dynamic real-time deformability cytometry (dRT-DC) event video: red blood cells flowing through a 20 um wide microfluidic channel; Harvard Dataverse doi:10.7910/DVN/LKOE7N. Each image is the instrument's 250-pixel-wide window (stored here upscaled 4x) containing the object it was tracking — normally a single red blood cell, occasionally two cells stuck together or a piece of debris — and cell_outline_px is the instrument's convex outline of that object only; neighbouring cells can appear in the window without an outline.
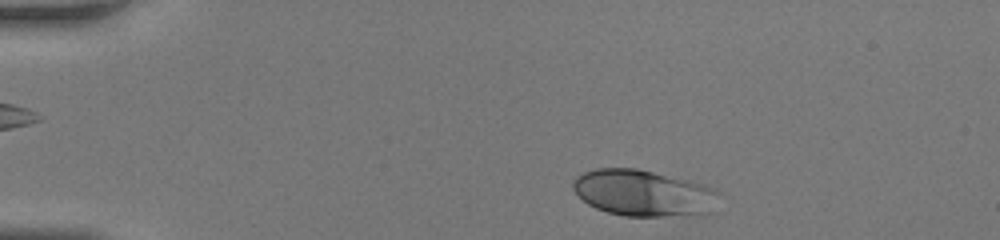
{"species": "human", "species_latin": "Homo sapiens", "temperature_condition": "room temperature", "stored_images_in_passage": 32, "camera_frame_rate_fps": 3000, "um_per_image_px": 0.085, "donor": {"sex": "female"}, "frame": {"image": 1, "passage_image": 2, "time_ms": 0.333, "image_size_px": [1000, 240], "cell_outline_px": [[720, 192], [716, 212], [704, 216], [624, 216], [608, 212], [596, 208], [588, 204], [572, 188], [572, 180], [576, 176], [584, 172], [596, 168], [636, 168], [688, 180], [704, 184], [716, 188]], "centroid_in_image_um": [54.8, 16.43], "position_along_channel_um": 30.2, "area_um2": 40.23}}
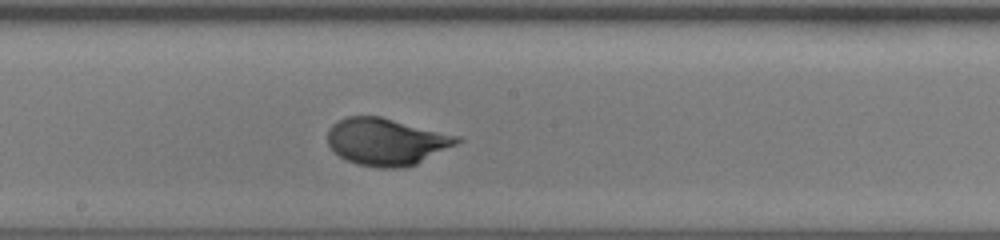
{"frame": {"image": 2, "passage_image": 19, "time_ms": 6.0, "image_size_px": [1000, 240], "cell_outline_px": [[464, 140], [416, 164], [404, 168], [376, 168], [356, 164], [340, 156], [328, 144], [328, 128], [332, 124], [344, 116], [380, 116], [460, 136]], "centroid_in_image_um": [32.83, 12.04], "position_along_channel_um": 215.4, "area_um2": 35.55}}
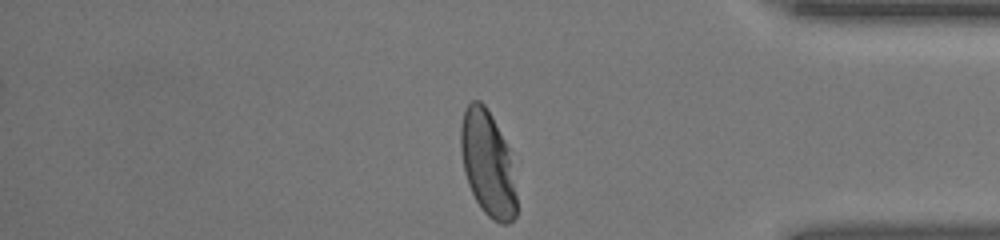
{"frame": {"image": 3, "passage_image": 32, "time_ms": 10.333, "image_size_px": [1000, 240], "cell_outline_px": [[516, 216], [508, 224], [500, 224], [492, 220], [480, 208], [468, 184], [464, 172], [460, 148], [460, 128], [464, 108], [472, 100], [480, 100], [484, 104], [492, 116], [508, 148], [516, 196]], "centroid_in_image_um": [41.42, 13.91], "position_along_channel_um": 393.8, "area_um2": 34.1}}